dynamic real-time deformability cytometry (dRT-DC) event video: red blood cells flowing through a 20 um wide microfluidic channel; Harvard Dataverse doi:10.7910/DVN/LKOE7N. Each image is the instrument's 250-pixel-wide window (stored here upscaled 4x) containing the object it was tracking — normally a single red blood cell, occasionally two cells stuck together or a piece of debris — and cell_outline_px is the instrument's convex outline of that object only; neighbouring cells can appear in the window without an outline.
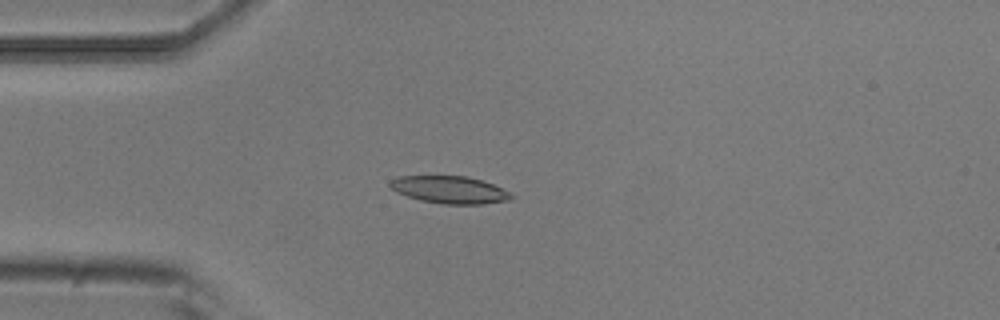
{"species": "common noctule bat (a hibernating species)", "species_latin": "Nyctalus noctula", "temperature_condition": "room temperature", "stored_images_in_passage": 3, "camera_frame_rate_fps": 3000, "um_per_image_px": 0.085, "animal": {"sex": "male", "body_mass_g": 20.5, "forearm_length_mm": 52.5}, "frame": {"image": 1, "passage_image": 3, "time_ms": 0.667, "image_size_px": [1000, 320], "cell_outline_px": [[512, 200], [484, 204], [444, 204], [420, 200], [396, 192], [388, 184], [388, 180], [396, 176], [468, 176], [492, 184], [508, 192], [512, 196]], "centroid_in_image_um": [38.17, 16.13], "position_along_channel_um": 46.8, "area_um2": 19.31}}